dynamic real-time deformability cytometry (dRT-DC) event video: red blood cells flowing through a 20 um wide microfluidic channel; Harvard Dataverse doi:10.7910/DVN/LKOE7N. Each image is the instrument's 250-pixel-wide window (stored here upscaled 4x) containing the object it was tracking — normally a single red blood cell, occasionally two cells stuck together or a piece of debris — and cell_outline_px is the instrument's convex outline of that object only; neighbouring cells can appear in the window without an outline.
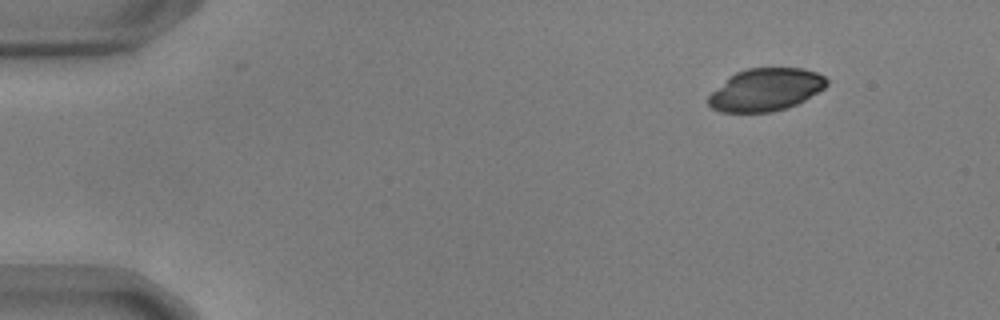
{"species": "common noctule bat (a hibernating species)", "species_latin": "Nyctalus noctula", "temperature_condition": "warm", "stored_images_in_passage": 23, "camera_frame_rate_fps": 3000, "um_per_image_px": 0.085, "animal": {"sex": "male", "body_mass_g": 17.9, "forearm_length_mm": 54.2}, "frame": {"image": 1, "passage_image": 1, "time_ms": 0.0, "image_size_px": [1000, 320], "cell_outline_px": [[828, 84], [824, 88], [804, 100], [788, 108], [772, 112], [720, 112], [712, 108], [708, 104], [708, 96], [728, 76], [736, 72], [748, 68], [800, 68], [816, 72], [824, 76], [828, 80]], "centroid_in_image_um": [65.07, 7.62], "position_along_channel_um": 19.9, "area_um2": 29.36}}